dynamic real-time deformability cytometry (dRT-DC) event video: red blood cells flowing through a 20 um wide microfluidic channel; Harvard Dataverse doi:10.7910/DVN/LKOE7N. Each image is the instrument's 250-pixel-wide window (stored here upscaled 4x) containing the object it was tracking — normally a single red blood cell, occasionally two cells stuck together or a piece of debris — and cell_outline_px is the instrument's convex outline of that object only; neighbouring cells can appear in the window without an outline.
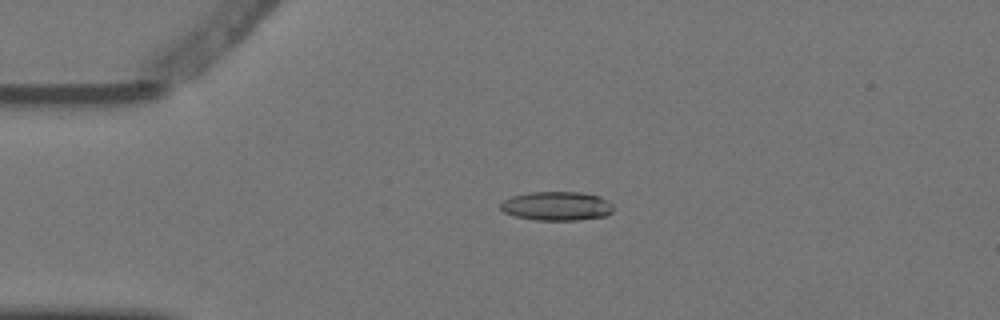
{"species": "Egyptian fruit bat (a non-hibernating species)", "species_latin": "Rousettus aegyptiacus", "temperature_condition": "warm", "stored_images_in_passage": 4, "camera_frame_rate_fps": 3000, "um_per_image_px": 0.085, "animal": {"sex": "female"}, "frame": {"image": 1, "passage_image": 3, "time_ms": 0.667, "image_size_px": [1000, 320], "cell_outline_px": [[612, 212], [604, 216], [576, 220], [536, 220], [516, 216], [504, 212], [500, 208], [500, 204], [504, 200], [512, 196], [528, 192], [580, 192], [600, 196], [608, 200], [612, 204]], "centroid_in_image_um": [47.32, 17.5], "position_along_channel_um": 37.7, "area_um2": 19.02}}